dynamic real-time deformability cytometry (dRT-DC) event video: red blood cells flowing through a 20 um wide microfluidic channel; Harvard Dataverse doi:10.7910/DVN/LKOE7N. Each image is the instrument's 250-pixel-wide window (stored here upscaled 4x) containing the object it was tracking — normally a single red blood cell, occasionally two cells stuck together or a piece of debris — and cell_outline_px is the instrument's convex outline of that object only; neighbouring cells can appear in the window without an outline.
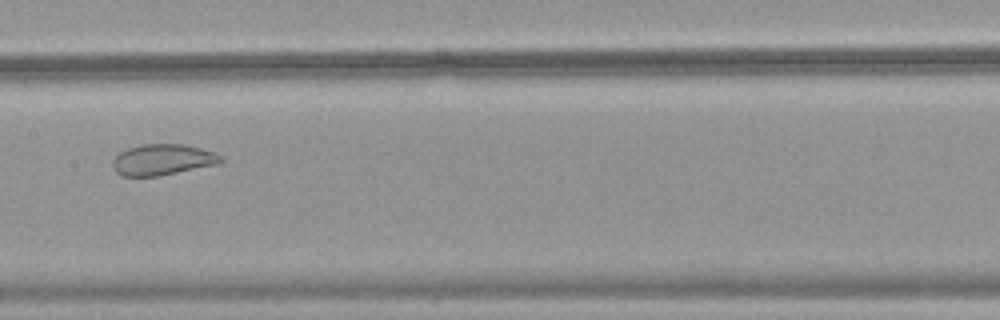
{"species": "common noctule bat (a hibernating species)", "species_latin": "Nyctalus noctula", "temperature_condition": "warm", "stored_images_in_passage": 41, "camera_frame_rate_fps": 3000, "um_per_image_px": 0.085, "animal": {"sex": "female", "body_mass_g": 18.4}, "frame": {"image": 1, "passage_image": 17, "time_ms": 5.333, "image_size_px": [1000, 320], "cell_outline_px": [[224, 160], [220, 164], [160, 176], [120, 176], [112, 168], [112, 160], [120, 152], [128, 148], [140, 144], [184, 144], [216, 152]], "centroid_in_image_um": [13.83, 13.58], "position_along_channel_um": 193.6, "area_um2": 19.83}}
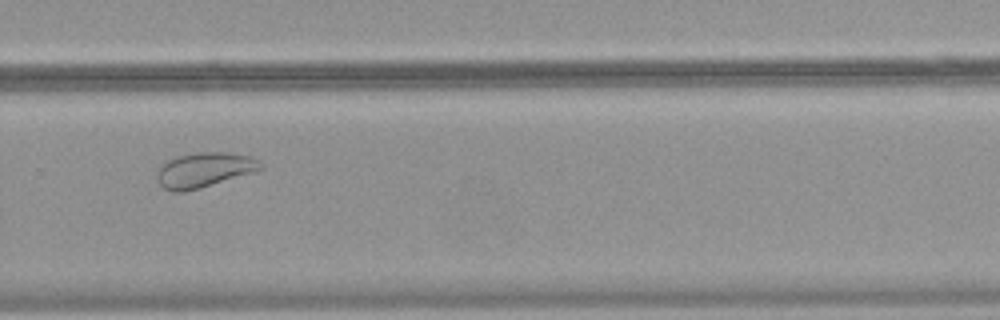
{"frame": {"image": 2, "passage_image": 26, "time_ms": 8.333, "image_size_px": [1000, 320], "cell_outline_px": [[264, 168], [256, 172], [200, 188], [184, 192], [172, 192], [164, 188], [160, 184], [156, 176], [160, 168], [168, 160], [176, 156], [196, 152], [228, 152], [248, 156], [260, 160], [264, 164]], "centroid_in_image_um": [17.41, 14.44], "position_along_channel_um": 312.4, "area_um2": 21.21}}
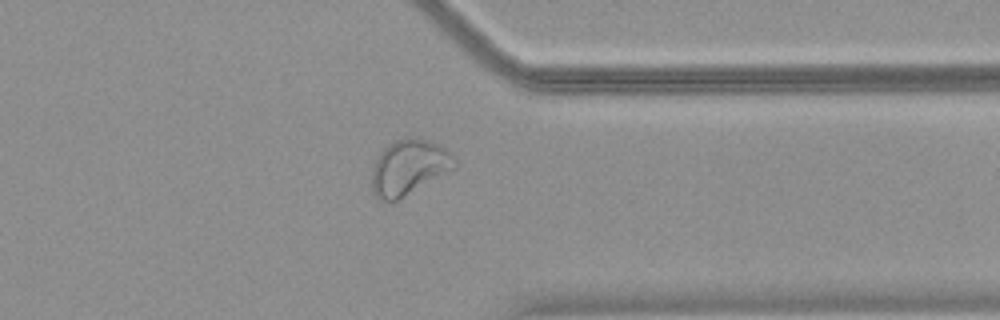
{"frame": {"image": 3, "passage_image": 31, "time_ms": 10.0, "image_size_px": [1000, 320], "cell_outline_px": [[456, 168], [396, 200], [380, 200], [372, 192], [372, 168], [380, 152], [388, 144], [404, 136], [412, 136], [428, 140], [444, 148], [456, 160]], "centroid_in_image_um": [34.74, 14.19], "position_along_channel_um": 376.7, "area_um2": 26.41}}